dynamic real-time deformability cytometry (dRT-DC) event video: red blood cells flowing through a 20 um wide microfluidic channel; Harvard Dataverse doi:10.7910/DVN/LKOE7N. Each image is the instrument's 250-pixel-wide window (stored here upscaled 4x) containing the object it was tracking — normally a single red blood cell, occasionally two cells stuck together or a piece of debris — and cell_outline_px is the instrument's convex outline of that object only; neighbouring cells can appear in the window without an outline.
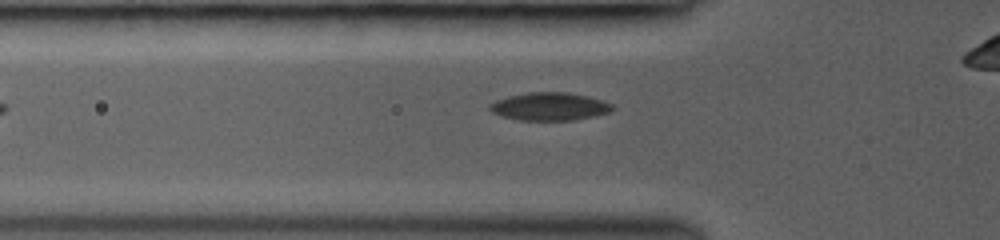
{"species": "common noctule bat (a hibernating species)", "species_latin": "Nyctalus noctula", "temperature_condition": "room temperature", "stored_images_in_passage": 3, "camera_frame_rate_fps": 3000, "um_per_image_px": 0.085, "animal": {"sex": "female", "body_mass_g": 19.0, "forearm_length_mm": 53.3}, "frame": {"image": 1, "passage_image": 2, "time_ms": 0.333, "image_size_px": [1000, 240], "cell_outline_px": [[616, 108], [608, 112], [592, 116], [572, 120], [520, 120], [500, 116], [492, 112], [488, 108], [488, 104], [496, 100], [508, 96], [528, 92], [568, 92], [604, 100], [612, 104]], "centroid_in_image_um": [46.69, 9.04], "position_along_channel_um": 79.1, "area_um2": 20.0}}